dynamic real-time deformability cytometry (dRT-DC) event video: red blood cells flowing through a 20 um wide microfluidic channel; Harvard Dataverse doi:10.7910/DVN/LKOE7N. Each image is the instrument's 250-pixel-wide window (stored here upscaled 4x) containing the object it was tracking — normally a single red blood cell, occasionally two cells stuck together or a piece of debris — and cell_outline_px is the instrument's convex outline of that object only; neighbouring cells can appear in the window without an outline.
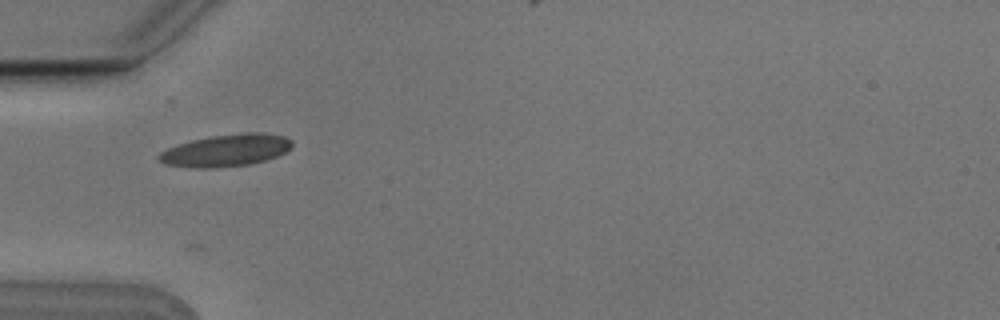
{"species": "Egyptian fruit bat (a non-hibernating species)", "species_latin": "Rousettus aegyptiacus", "temperature_condition": "cold", "stored_images_in_passage": 7, "camera_frame_rate_fps": 3000, "um_per_image_px": 0.085, "animal": {"sex": "male"}, "frame": {"image": 1, "passage_image": 1, "time_ms": 0.0, "image_size_px": [1000, 320], "cell_outline_px": [[292, 144], [284, 152], [276, 156], [264, 160], [248, 164], [216, 168], [196, 168], [164, 164], [156, 156], [160, 152], [168, 148], [192, 140], [212, 136], [244, 132], [256, 132], [284, 136], [292, 140]], "centroid_in_image_um": [19.18, 12.78], "position_along_channel_um": 65.8, "area_um2": 24.62}}
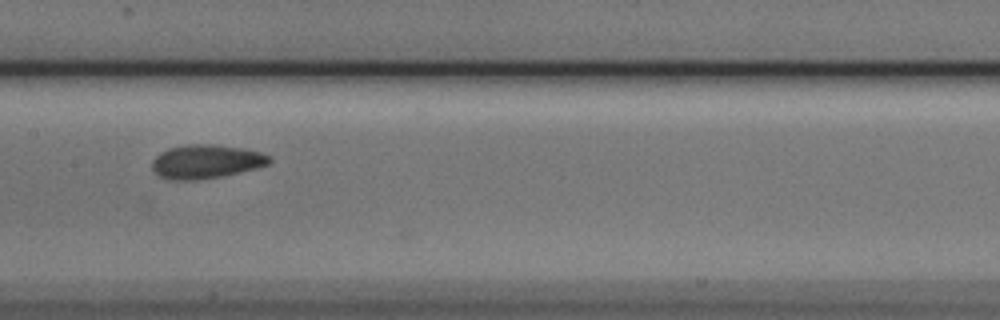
{"frame": {"image": 2, "passage_image": 4, "time_ms": 1.0, "image_size_px": [1000, 320], "cell_outline_px": [[272, 160], [268, 164], [256, 168], [240, 172], [220, 176], [196, 180], [168, 180], [160, 176], [152, 168], [152, 160], [160, 152], [168, 148], [188, 144], [212, 144], [240, 148], [260, 152], [272, 156]], "centroid_in_image_um": [17.5, 13.73], "position_along_channel_um": 189.9, "area_um2": 23.06}}
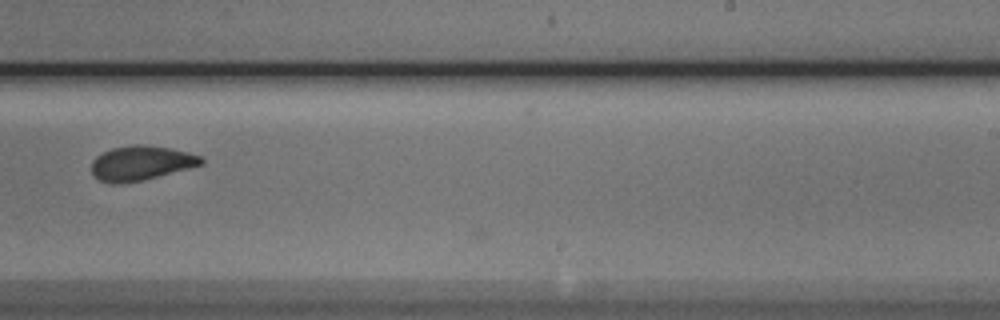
{"frame": {"image": 3, "passage_image": 6, "time_ms": 1.667, "image_size_px": [1000, 320], "cell_outline_px": [[204, 164], [140, 180], [120, 184], [108, 184], [92, 176], [92, 160], [96, 156], [112, 148], [132, 144], [148, 144], [172, 148], [188, 152], [200, 156], [204, 160]], "centroid_in_image_um": [11.95, 13.85], "position_along_channel_um": 277.0, "area_um2": 22.14}}